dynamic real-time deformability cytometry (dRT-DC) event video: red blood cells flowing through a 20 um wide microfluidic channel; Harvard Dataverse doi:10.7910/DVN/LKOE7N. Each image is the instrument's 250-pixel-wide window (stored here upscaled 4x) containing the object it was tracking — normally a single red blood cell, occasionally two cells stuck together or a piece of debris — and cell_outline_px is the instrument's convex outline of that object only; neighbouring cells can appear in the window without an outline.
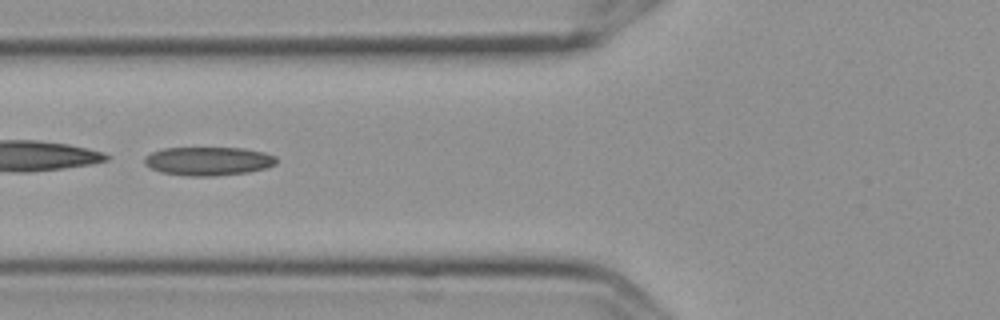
{"species": "Egyptian fruit bat (a non-hibernating species)", "species_latin": "Rousettus aegyptiacus", "temperature_condition": "cold", "stored_images_in_passage": 4, "camera_frame_rate_fps": 3000, "um_per_image_px": 0.085, "frame": {"image": 1, "passage_image": 2, "time_ms": 0.333, "image_size_px": [1000, 320], "cell_outline_px": [[276, 164], [264, 168], [248, 172], [216, 176], [188, 176], [160, 172], [144, 164], [144, 156], [152, 152], [164, 148], [244, 148], [264, 152], [276, 156]], "centroid_in_image_um": [17.69, 13.69], "position_along_channel_um": 108.1, "area_um2": 22.02}}
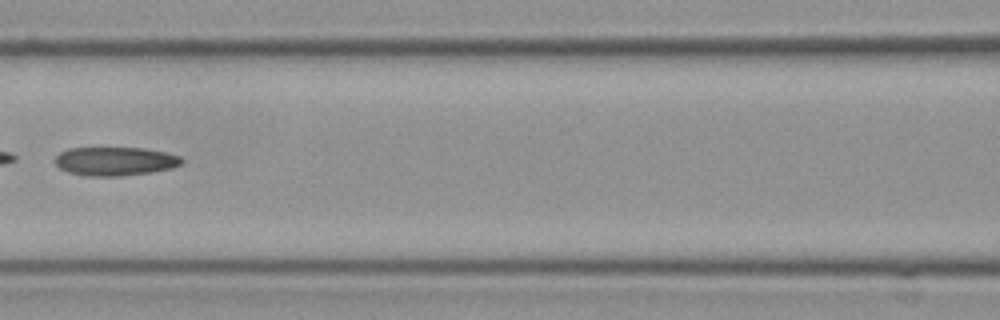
{"frame": {"image": 2, "passage_image": 3, "time_ms": 0.667, "image_size_px": [1000, 320], "cell_outline_px": [[184, 160], [180, 164], [172, 168], [152, 172], [120, 176], [88, 176], [68, 172], [60, 168], [56, 164], [56, 156], [60, 152], [68, 148], [144, 148], [164, 152], [180, 156]], "centroid_in_image_um": [9.79, 13.7], "position_along_channel_um": 156.8, "area_um2": 21.1}}
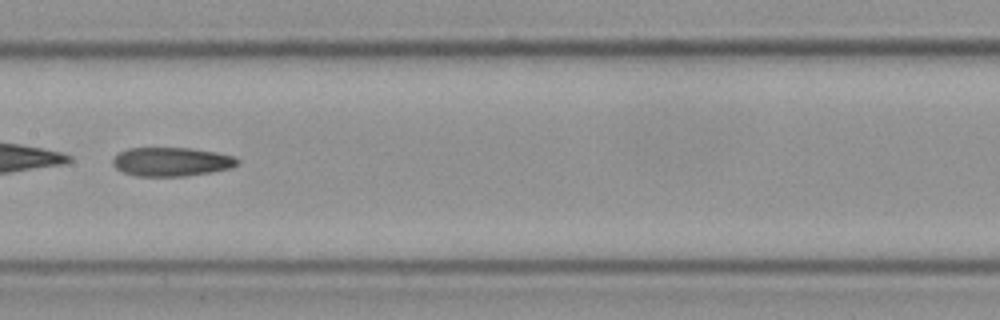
{"frame": {"image": 3, "passage_image": 4, "time_ms": 1.0, "image_size_px": [1000, 320], "cell_outline_px": [[240, 160], [232, 168], [184, 176], [136, 176], [124, 172], [116, 168], [112, 164], [112, 160], [120, 152], [128, 148], [192, 148], [216, 152], [236, 156]], "centroid_in_image_um": [14.59, 13.74], "position_along_channel_um": 192.8, "area_um2": 20.92}}